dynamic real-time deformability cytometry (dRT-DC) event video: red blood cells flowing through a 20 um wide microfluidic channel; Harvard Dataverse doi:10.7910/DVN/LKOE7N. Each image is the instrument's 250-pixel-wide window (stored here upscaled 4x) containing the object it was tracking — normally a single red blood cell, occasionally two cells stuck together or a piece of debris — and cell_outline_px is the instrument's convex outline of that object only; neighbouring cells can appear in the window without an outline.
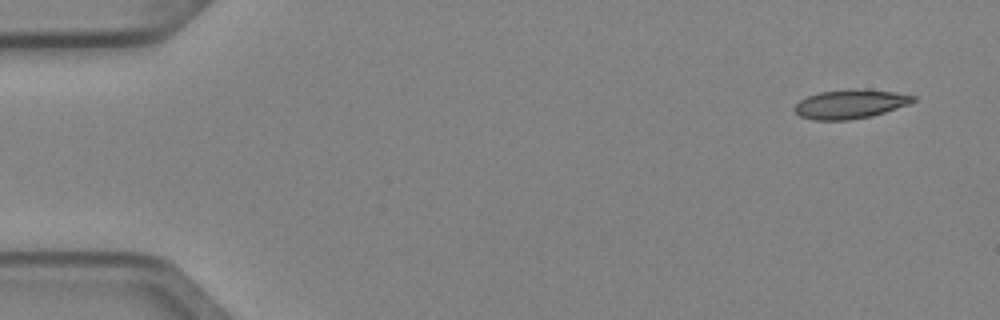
{"species": "Egyptian fruit bat (a non-hibernating species)", "species_latin": "Rousettus aegyptiacus", "temperature_condition": "cold", "stored_images_in_passage": 5, "camera_frame_rate_fps": 3000, "um_per_image_px": 0.085, "animal": {"sex": "female"}, "frame": {"image": 1, "passage_image": 1, "time_ms": 0.0, "image_size_px": [1000, 320], "cell_outline_px": [[916, 100], [908, 104], [872, 116], [848, 120], [812, 120], [800, 116], [792, 108], [800, 100], [808, 96], [820, 92], [852, 88], [856, 88], [896, 92], [916, 96]], "centroid_in_image_um": [72.26, 8.84], "position_along_channel_um": 12.7, "area_um2": 20.11}}
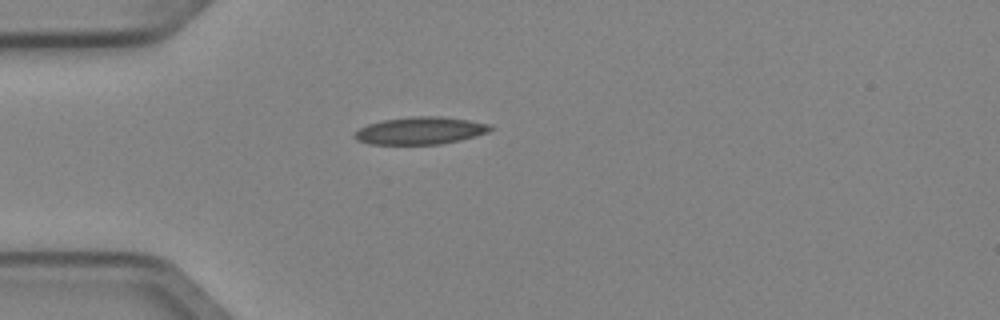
{"frame": {"image": 2, "passage_image": 4, "time_ms": 1.0, "image_size_px": [1000, 320], "cell_outline_px": [[492, 128], [488, 132], [476, 136], [460, 140], [440, 144], [368, 144], [356, 140], [352, 136], [360, 128], [368, 124], [384, 120], [412, 116], [440, 116], [468, 120], [488, 124]], "centroid_in_image_um": [35.7, 11.11], "position_along_channel_um": 49.3, "area_um2": 21.56}}